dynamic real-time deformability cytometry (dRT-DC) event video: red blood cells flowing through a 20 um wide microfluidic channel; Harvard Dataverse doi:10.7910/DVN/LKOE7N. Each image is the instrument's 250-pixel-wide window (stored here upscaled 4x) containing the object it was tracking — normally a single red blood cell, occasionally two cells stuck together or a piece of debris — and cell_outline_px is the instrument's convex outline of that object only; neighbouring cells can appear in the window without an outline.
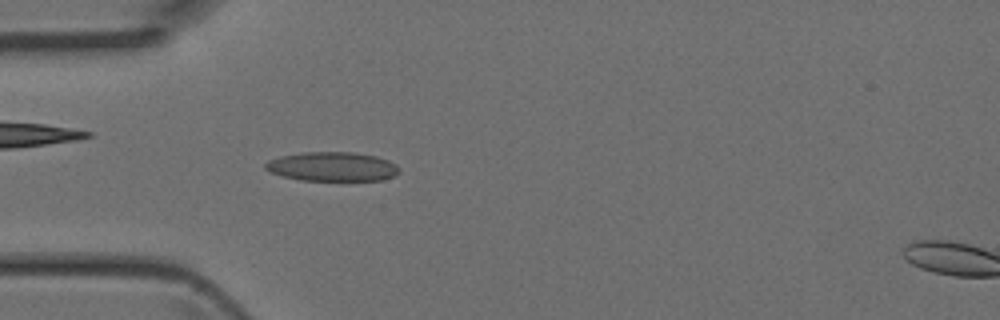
{"species": "Egyptian fruit bat (a non-hibernating species)", "species_latin": "Rousettus aegyptiacus", "temperature_condition": "room temperature", "stored_images_in_passage": 4, "camera_frame_rate_fps": 3000, "um_per_image_px": 0.085, "animal": {"sex": "female"}, "frame": {"image": 1, "passage_image": 3, "time_ms": 0.667, "image_size_px": [1000, 320], "cell_outline_px": [[400, 172], [396, 176], [384, 180], [300, 180], [284, 176], [272, 172], [264, 168], [264, 164], [268, 160], [280, 156], [304, 152], [352, 152], [376, 156], [388, 160], [396, 164], [400, 168]], "centroid_in_image_um": [28.29, 14.16], "position_along_channel_um": 56.7, "area_um2": 22.83}}